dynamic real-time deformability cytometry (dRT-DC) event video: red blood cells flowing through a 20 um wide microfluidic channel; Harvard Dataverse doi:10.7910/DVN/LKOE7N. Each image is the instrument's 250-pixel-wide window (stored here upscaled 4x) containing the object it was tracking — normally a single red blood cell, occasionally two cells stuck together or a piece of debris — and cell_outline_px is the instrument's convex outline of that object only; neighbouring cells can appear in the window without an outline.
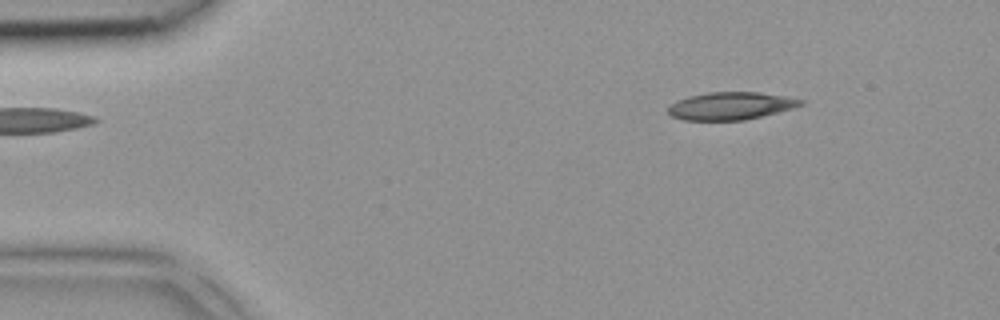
{"species": "common noctule bat (a hibernating species)", "species_latin": "Nyctalus noctula", "temperature_condition": "room temperature", "stored_images_in_passage": 4, "camera_frame_rate_fps": 3000, "um_per_image_px": 0.085, "animal": {"sex": "female", "body_mass_g": 18.4}, "frame": {"image": 1, "passage_image": 1, "time_ms": 0.0, "image_size_px": [1000, 320], "cell_outline_px": [[804, 104], [792, 108], [744, 120], [684, 120], [672, 116], [668, 112], [668, 108], [676, 100], [688, 96], [708, 92], [756, 92], [784, 96], [804, 100]], "centroid_in_image_um": [62.08, 8.99], "position_along_channel_um": 22.9, "area_um2": 21.1}}
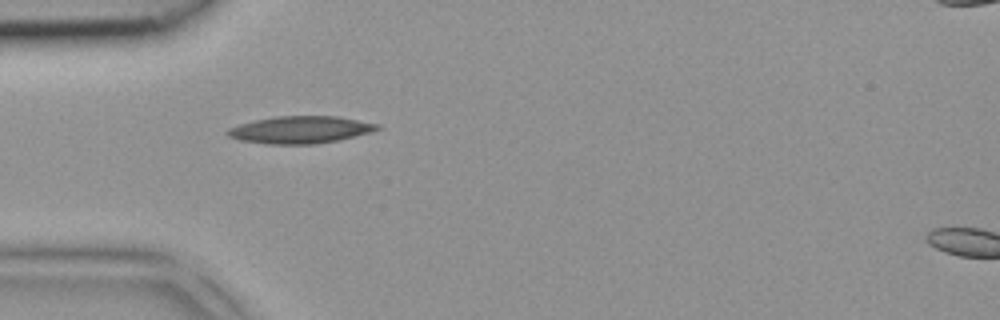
{"frame": {"image": 2, "passage_image": 3, "time_ms": 0.667, "image_size_px": [1000, 320], "cell_outline_px": [[380, 128], [368, 132], [336, 140], [316, 144], [264, 144], [240, 140], [228, 136], [224, 132], [228, 128], [240, 124], [256, 120], [276, 116], [336, 116], [380, 124]], "centroid_in_image_um": [25.46, 11.03], "position_along_channel_um": 59.5, "area_um2": 23.52}}